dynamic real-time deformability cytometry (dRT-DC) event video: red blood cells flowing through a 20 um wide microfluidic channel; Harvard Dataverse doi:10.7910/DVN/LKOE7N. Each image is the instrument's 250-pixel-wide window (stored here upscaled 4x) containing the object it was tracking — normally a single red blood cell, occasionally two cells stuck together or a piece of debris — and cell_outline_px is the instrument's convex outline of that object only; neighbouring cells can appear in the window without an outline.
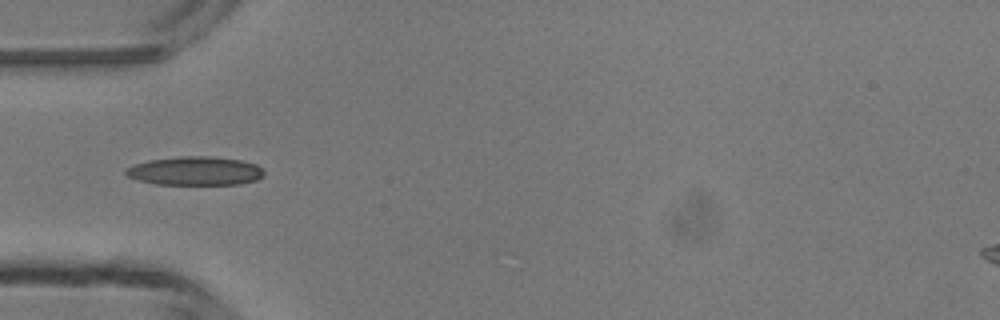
{"species": "common noctule bat (a hibernating species)", "species_latin": "Nyctalus noctula", "temperature_condition": "room temperature", "stored_images_in_passage": 4, "camera_frame_rate_fps": 3000, "um_per_image_px": 0.085, "animal": {"sex": "male", "body_mass_g": 13.3}, "frame": {"image": 1, "passage_image": 4, "time_ms": 3.667, "image_size_px": [1000, 320], "cell_outline_px": [[264, 176], [256, 180], [240, 184], [156, 184], [140, 180], [128, 176], [124, 172], [124, 168], [132, 164], [148, 160], [180, 156], [212, 156], [240, 160], [256, 164], [264, 172]], "centroid_in_image_um": [16.56, 14.52], "position_along_channel_um": 68.4, "area_um2": 23.18}}